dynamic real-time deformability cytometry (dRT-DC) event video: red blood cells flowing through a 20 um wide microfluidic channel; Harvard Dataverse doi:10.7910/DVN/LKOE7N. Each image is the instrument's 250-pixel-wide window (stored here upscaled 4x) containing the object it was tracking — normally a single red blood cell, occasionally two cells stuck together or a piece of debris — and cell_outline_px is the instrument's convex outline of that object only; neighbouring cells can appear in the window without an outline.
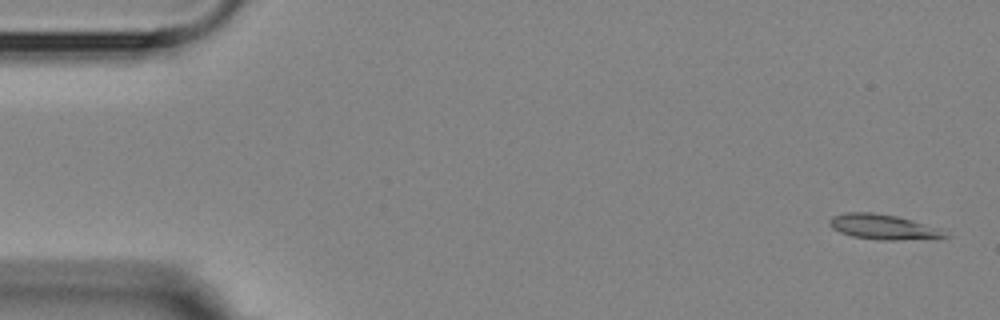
{"species": "Egyptian fruit bat (a non-hibernating species)", "species_latin": "Rousettus aegyptiacus", "temperature_condition": "room temperature", "stored_images_in_passage": 5, "camera_frame_rate_fps": 3000, "um_per_image_px": 0.085, "animal": {"sex": "female"}, "frame": {"image": 1, "passage_image": 1, "time_ms": 0.0, "image_size_px": [1000, 320], "cell_outline_px": [[952, 236], [936, 240], [880, 240], [852, 236], [840, 232], [832, 228], [828, 224], [828, 220], [832, 216], [844, 212], [872, 212], [896, 216], [944, 228]], "centroid_in_image_um": [75.22, 19.31], "position_along_channel_um": 9.8, "area_um2": 17.63}}
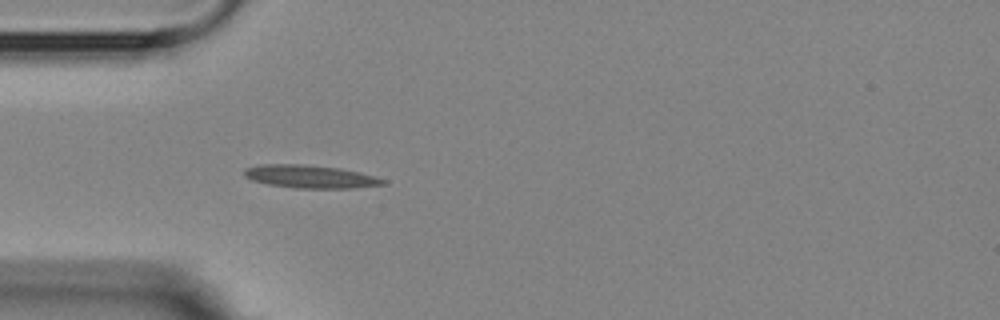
{"frame": {"image": 2, "passage_image": 5, "time_ms": 4.667, "image_size_px": [1000, 320], "cell_outline_px": [[388, 184], [352, 188], [296, 188], [268, 184], [252, 180], [244, 176], [244, 168], [260, 164], [304, 164], [340, 168], [360, 172], [376, 176], [388, 180]], "centroid_in_image_um": [26.41, 15.0], "position_along_channel_um": 58.6, "area_um2": 18.79}}